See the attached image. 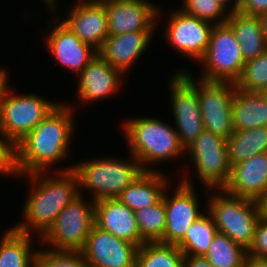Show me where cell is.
<instances>
[{"instance_id":"30","label":"cell","mask_w":267,"mask_h":267,"mask_svg":"<svg viewBox=\"0 0 267 267\" xmlns=\"http://www.w3.org/2000/svg\"><path fill=\"white\" fill-rule=\"evenodd\" d=\"M137 226L144 242H157L163 238L166 225V211L161 198L156 204L136 210Z\"/></svg>"},{"instance_id":"23","label":"cell","mask_w":267,"mask_h":267,"mask_svg":"<svg viewBox=\"0 0 267 267\" xmlns=\"http://www.w3.org/2000/svg\"><path fill=\"white\" fill-rule=\"evenodd\" d=\"M226 23L232 28L240 43L241 55L245 63L267 50V42L259 17L233 11L229 12Z\"/></svg>"},{"instance_id":"21","label":"cell","mask_w":267,"mask_h":267,"mask_svg":"<svg viewBox=\"0 0 267 267\" xmlns=\"http://www.w3.org/2000/svg\"><path fill=\"white\" fill-rule=\"evenodd\" d=\"M154 31H135L109 35L98 50V55L123 74L130 70L145 52Z\"/></svg>"},{"instance_id":"40","label":"cell","mask_w":267,"mask_h":267,"mask_svg":"<svg viewBox=\"0 0 267 267\" xmlns=\"http://www.w3.org/2000/svg\"><path fill=\"white\" fill-rule=\"evenodd\" d=\"M220 4H222L229 12H233V11H237L239 6H240V3H241V0H235V2L233 1V5L230 4V2L232 0H217ZM230 5H229V4ZM229 6V7H228ZM232 6V7H231Z\"/></svg>"},{"instance_id":"24","label":"cell","mask_w":267,"mask_h":267,"mask_svg":"<svg viewBox=\"0 0 267 267\" xmlns=\"http://www.w3.org/2000/svg\"><path fill=\"white\" fill-rule=\"evenodd\" d=\"M232 119L234 131L267 127V101L260 92H248L236 87Z\"/></svg>"},{"instance_id":"1","label":"cell","mask_w":267,"mask_h":267,"mask_svg":"<svg viewBox=\"0 0 267 267\" xmlns=\"http://www.w3.org/2000/svg\"><path fill=\"white\" fill-rule=\"evenodd\" d=\"M73 108L60 104L18 144V167L21 176L47 172L51 166L68 157L74 135Z\"/></svg>"},{"instance_id":"20","label":"cell","mask_w":267,"mask_h":267,"mask_svg":"<svg viewBox=\"0 0 267 267\" xmlns=\"http://www.w3.org/2000/svg\"><path fill=\"white\" fill-rule=\"evenodd\" d=\"M94 221L99 228L140 247L142 240L134 211L117 198L95 201Z\"/></svg>"},{"instance_id":"26","label":"cell","mask_w":267,"mask_h":267,"mask_svg":"<svg viewBox=\"0 0 267 267\" xmlns=\"http://www.w3.org/2000/svg\"><path fill=\"white\" fill-rule=\"evenodd\" d=\"M230 165L267 152V127L234 131L226 140Z\"/></svg>"},{"instance_id":"4","label":"cell","mask_w":267,"mask_h":267,"mask_svg":"<svg viewBox=\"0 0 267 267\" xmlns=\"http://www.w3.org/2000/svg\"><path fill=\"white\" fill-rule=\"evenodd\" d=\"M131 160L105 156L75 163L73 171L79 181V188L92 191L93 201L114 199L129 186L144 170L140 162L130 155Z\"/></svg>"},{"instance_id":"41","label":"cell","mask_w":267,"mask_h":267,"mask_svg":"<svg viewBox=\"0 0 267 267\" xmlns=\"http://www.w3.org/2000/svg\"><path fill=\"white\" fill-rule=\"evenodd\" d=\"M259 18H260L261 25H262L263 35L265 36V39L267 42V12L260 15Z\"/></svg>"},{"instance_id":"44","label":"cell","mask_w":267,"mask_h":267,"mask_svg":"<svg viewBox=\"0 0 267 267\" xmlns=\"http://www.w3.org/2000/svg\"><path fill=\"white\" fill-rule=\"evenodd\" d=\"M260 93L264 97V99L267 101V87L264 88Z\"/></svg>"},{"instance_id":"12","label":"cell","mask_w":267,"mask_h":267,"mask_svg":"<svg viewBox=\"0 0 267 267\" xmlns=\"http://www.w3.org/2000/svg\"><path fill=\"white\" fill-rule=\"evenodd\" d=\"M183 178L177 185L175 192H166L162 196L166 211V225L162 243L177 245L185 236L192 223L197 220L202 213L199 207V200L193 190L192 180Z\"/></svg>"},{"instance_id":"42","label":"cell","mask_w":267,"mask_h":267,"mask_svg":"<svg viewBox=\"0 0 267 267\" xmlns=\"http://www.w3.org/2000/svg\"><path fill=\"white\" fill-rule=\"evenodd\" d=\"M259 203L261 207L262 216L264 218H267V194L259 201Z\"/></svg>"},{"instance_id":"9","label":"cell","mask_w":267,"mask_h":267,"mask_svg":"<svg viewBox=\"0 0 267 267\" xmlns=\"http://www.w3.org/2000/svg\"><path fill=\"white\" fill-rule=\"evenodd\" d=\"M170 77L171 106L180 144L187 148L204 130L199 107L197 82L187 70ZM189 73V74H188Z\"/></svg>"},{"instance_id":"39","label":"cell","mask_w":267,"mask_h":267,"mask_svg":"<svg viewBox=\"0 0 267 267\" xmlns=\"http://www.w3.org/2000/svg\"><path fill=\"white\" fill-rule=\"evenodd\" d=\"M8 72L7 70L0 68V99L2 96L3 91L8 85Z\"/></svg>"},{"instance_id":"14","label":"cell","mask_w":267,"mask_h":267,"mask_svg":"<svg viewBox=\"0 0 267 267\" xmlns=\"http://www.w3.org/2000/svg\"><path fill=\"white\" fill-rule=\"evenodd\" d=\"M138 248L94 224L81 253L89 267H136Z\"/></svg>"},{"instance_id":"37","label":"cell","mask_w":267,"mask_h":267,"mask_svg":"<svg viewBox=\"0 0 267 267\" xmlns=\"http://www.w3.org/2000/svg\"><path fill=\"white\" fill-rule=\"evenodd\" d=\"M182 267H213L204 256L184 255Z\"/></svg>"},{"instance_id":"38","label":"cell","mask_w":267,"mask_h":267,"mask_svg":"<svg viewBox=\"0 0 267 267\" xmlns=\"http://www.w3.org/2000/svg\"><path fill=\"white\" fill-rule=\"evenodd\" d=\"M245 267H267V258L247 254Z\"/></svg>"},{"instance_id":"31","label":"cell","mask_w":267,"mask_h":267,"mask_svg":"<svg viewBox=\"0 0 267 267\" xmlns=\"http://www.w3.org/2000/svg\"><path fill=\"white\" fill-rule=\"evenodd\" d=\"M236 87L248 92H261L267 87V50L244 64Z\"/></svg>"},{"instance_id":"28","label":"cell","mask_w":267,"mask_h":267,"mask_svg":"<svg viewBox=\"0 0 267 267\" xmlns=\"http://www.w3.org/2000/svg\"><path fill=\"white\" fill-rule=\"evenodd\" d=\"M183 259L177 245L145 242L138 248L136 267H182Z\"/></svg>"},{"instance_id":"17","label":"cell","mask_w":267,"mask_h":267,"mask_svg":"<svg viewBox=\"0 0 267 267\" xmlns=\"http://www.w3.org/2000/svg\"><path fill=\"white\" fill-rule=\"evenodd\" d=\"M54 23L46 46L54 58L63 66L79 74L98 55L91 45L82 42L61 20Z\"/></svg>"},{"instance_id":"2","label":"cell","mask_w":267,"mask_h":267,"mask_svg":"<svg viewBox=\"0 0 267 267\" xmlns=\"http://www.w3.org/2000/svg\"><path fill=\"white\" fill-rule=\"evenodd\" d=\"M59 170L58 175L52 177L47 176L50 171L26 174L31 190L23 206V221L14 225L17 231L31 235L34 232L41 237L59 212L83 193L73 165Z\"/></svg>"},{"instance_id":"5","label":"cell","mask_w":267,"mask_h":267,"mask_svg":"<svg viewBox=\"0 0 267 267\" xmlns=\"http://www.w3.org/2000/svg\"><path fill=\"white\" fill-rule=\"evenodd\" d=\"M215 191L217 192L214 195L208 196L210 198L207 200L206 212L211 215L219 233L227 235L232 241L248 250L253 242L257 223L262 216L260 203L230 195L222 188Z\"/></svg>"},{"instance_id":"33","label":"cell","mask_w":267,"mask_h":267,"mask_svg":"<svg viewBox=\"0 0 267 267\" xmlns=\"http://www.w3.org/2000/svg\"><path fill=\"white\" fill-rule=\"evenodd\" d=\"M35 267H89L81 252L37 250Z\"/></svg>"},{"instance_id":"7","label":"cell","mask_w":267,"mask_h":267,"mask_svg":"<svg viewBox=\"0 0 267 267\" xmlns=\"http://www.w3.org/2000/svg\"><path fill=\"white\" fill-rule=\"evenodd\" d=\"M59 104L35 93L14 94L8 84L0 99V130L18 144Z\"/></svg>"},{"instance_id":"36","label":"cell","mask_w":267,"mask_h":267,"mask_svg":"<svg viewBox=\"0 0 267 267\" xmlns=\"http://www.w3.org/2000/svg\"><path fill=\"white\" fill-rule=\"evenodd\" d=\"M238 12L259 17L267 12V0H241Z\"/></svg>"},{"instance_id":"10","label":"cell","mask_w":267,"mask_h":267,"mask_svg":"<svg viewBox=\"0 0 267 267\" xmlns=\"http://www.w3.org/2000/svg\"><path fill=\"white\" fill-rule=\"evenodd\" d=\"M186 153L193 160L197 177L200 178L201 184H204L202 186L208 187V191L223 188L231 173L227 144L224 138L203 130L185 148Z\"/></svg>"},{"instance_id":"27","label":"cell","mask_w":267,"mask_h":267,"mask_svg":"<svg viewBox=\"0 0 267 267\" xmlns=\"http://www.w3.org/2000/svg\"><path fill=\"white\" fill-rule=\"evenodd\" d=\"M211 215H201L187 230L184 238L177 244L183 255L204 256L217 233Z\"/></svg>"},{"instance_id":"29","label":"cell","mask_w":267,"mask_h":267,"mask_svg":"<svg viewBox=\"0 0 267 267\" xmlns=\"http://www.w3.org/2000/svg\"><path fill=\"white\" fill-rule=\"evenodd\" d=\"M247 254L244 247L217 232L204 257L213 267H245Z\"/></svg>"},{"instance_id":"11","label":"cell","mask_w":267,"mask_h":267,"mask_svg":"<svg viewBox=\"0 0 267 267\" xmlns=\"http://www.w3.org/2000/svg\"><path fill=\"white\" fill-rule=\"evenodd\" d=\"M236 84L197 78V93L204 130L227 140L233 133L232 102Z\"/></svg>"},{"instance_id":"3","label":"cell","mask_w":267,"mask_h":267,"mask_svg":"<svg viewBox=\"0 0 267 267\" xmlns=\"http://www.w3.org/2000/svg\"><path fill=\"white\" fill-rule=\"evenodd\" d=\"M123 124L122 131L125 133L127 146L130 147V154L140 162L144 171H156L146 165L163 163L185 153L174 125L153 117H136Z\"/></svg>"},{"instance_id":"16","label":"cell","mask_w":267,"mask_h":267,"mask_svg":"<svg viewBox=\"0 0 267 267\" xmlns=\"http://www.w3.org/2000/svg\"><path fill=\"white\" fill-rule=\"evenodd\" d=\"M62 22L84 43L97 51L109 36L105 0H81Z\"/></svg>"},{"instance_id":"34","label":"cell","mask_w":267,"mask_h":267,"mask_svg":"<svg viewBox=\"0 0 267 267\" xmlns=\"http://www.w3.org/2000/svg\"><path fill=\"white\" fill-rule=\"evenodd\" d=\"M0 175L21 176L18 167L17 143L0 130Z\"/></svg>"},{"instance_id":"25","label":"cell","mask_w":267,"mask_h":267,"mask_svg":"<svg viewBox=\"0 0 267 267\" xmlns=\"http://www.w3.org/2000/svg\"><path fill=\"white\" fill-rule=\"evenodd\" d=\"M32 239L14 227L6 230L0 239V267H35L37 251L31 248Z\"/></svg>"},{"instance_id":"35","label":"cell","mask_w":267,"mask_h":267,"mask_svg":"<svg viewBox=\"0 0 267 267\" xmlns=\"http://www.w3.org/2000/svg\"><path fill=\"white\" fill-rule=\"evenodd\" d=\"M247 253L256 257L267 258V218L261 216L259 219L253 242Z\"/></svg>"},{"instance_id":"22","label":"cell","mask_w":267,"mask_h":267,"mask_svg":"<svg viewBox=\"0 0 267 267\" xmlns=\"http://www.w3.org/2000/svg\"><path fill=\"white\" fill-rule=\"evenodd\" d=\"M156 171H144L117 197L132 211L156 204L170 185L167 174ZM169 183V184H168Z\"/></svg>"},{"instance_id":"15","label":"cell","mask_w":267,"mask_h":267,"mask_svg":"<svg viewBox=\"0 0 267 267\" xmlns=\"http://www.w3.org/2000/svg\"><path fill=\"white\" fill-rule=\"evenodd\" d=\"M105 8L109 35L157 30L159 7L148 0H105Z\"/></svg>"},{"instance_id":"18","label":"cell","mask_w":267,"mask_h":267,"mask_svg":"<svg viewBox=\"0 0 267 267\" xmlns=\"http://www.w3.org/2000/svg\"><path fill=\"white\" fill-rule=\"evenodd\" d=\"M222 189L259 202L267 194V152L231 165L230 177Z\"/></svg>"},{"instance_id":"19","label":"cell","mask_w":267,"mask_h":267,"mask_svg":"<svg viewBox=\"0 0 267 267\" xmlns=\"http://www.w3.org/2000/svg\"><path fill=\"white\" fill-rule=\"evenodd\" d=\"M123 73L97 55L79 73L77 93L83 103L97 102L117 94Z\"/></svg>"},{"instance_id":"13","label":"cell","mask_w":267,"mask_h":267,"mask_svg":"<svg viewBox=\"0 0 267 267\" xmlns=\"http://www.w3.org/2000/svg\"><path fill=\"white\" fill-rule=\"evenodd\" d=\"M174 12V13H173ZM168 15L166 41L181 54L199 62L209 46L214 24L185 14L181 9Z\"/></svg>"},{"instance_id":"43","label":"cell","mask_w":267,"mask_h":267,"mask_svg":"<svg viewBox=\"0 0 267 267\" xmlns=\"http://www.w3.org/2000/svg\"><path fill=\"white\" fill-rule=\"evenodd\" d=\"M56 1H57V0H43V3H45V5L48 4L47 7H50V9L53 10V11H52L53 14H54V11L57 10V9H56V7H57V6H56V5H57V4H56V3H57Z\"/></svg>"},{"instance_id":"32","label":"cell","mask_w":267,"mask_h":267,"mask_svg":"<svg viewBox=\"0 0 267 267\" xmlns=\"http://www.w3.org/2000/svg\"><path fill=\"white\" fill-rule=\"evenodd\" d=\"M180 9L187 15L197 17L212 24L226 23L229 11L217 0H183Z\"/></svg>"},{"instance_id":"8","label":"cell","mask_w":267,"mask_h":267,"mask_svg":"<svg viewBox=\"0 0 267 267\" xmlns=\"http://www.w3.org/2000/svg\"><path fill=\"white\" fill-rule=\"evenodd\" d=\"M199 63L204 67L199 79L236 83L241 77L245 62L240 43L227 23L213 26L209 46Z\"/></svg>"},{"instance_id":"6","label":"cell","mask_w":267,"mask_h":267,"mask_svg":"<svg viewBox=\"0 0 267 267\" xmlns=\"http://www.w3.org/2000/svg\"><path fill=\"white\" fill-rule=\"evenodd\" d=\"M80 193L66 205L57 215L53 224L39 238L40 243L48 244L47 249L55 252H81L87 242L88 235L95 224V201L85 202Z\"/></svg>"}]
</instances>
